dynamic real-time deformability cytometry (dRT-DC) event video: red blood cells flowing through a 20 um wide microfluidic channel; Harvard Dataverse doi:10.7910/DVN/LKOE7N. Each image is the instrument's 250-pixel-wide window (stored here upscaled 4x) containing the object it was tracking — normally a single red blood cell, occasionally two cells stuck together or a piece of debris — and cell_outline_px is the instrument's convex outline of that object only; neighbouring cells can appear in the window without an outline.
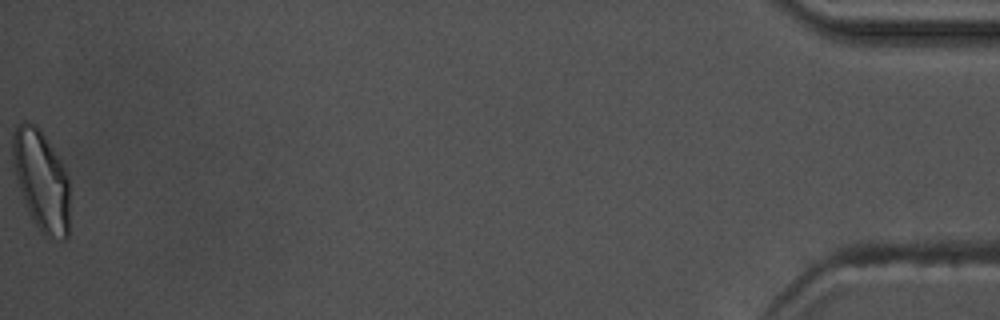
{"species": "common noctule bat (a hibernating species)", "species_latin": "Nyctalus noctula", "temperature_condition": "warm", "stored_images_in_passage": 55, "camera_frame_rate_fps": 3000, "um_per_image_px": 0.085, "animal": {"sex": "male", "body_mass_g": 17.5, "forearm_length_mm": 52.3}, "frame": {"image": 1, "passage_image": 55, "time_ms": 18.0, "image_size_px": [1000, 320], "cell_outline_px": [[68, 236], [64, 240], [44, 236], [40, 232], [28, 212], [12, 172], [12, 132], [16, 124], [24, 120], [28, 120], [36, 124], [40, 128], [60, 160], [68, 176]], "centroid_in_image_um": [3.46, 15.29], "position_along_channel_um": 431.7, "area_um2": 34.04}, "authors_computed_cell_mechanics": {"area_um2": 24.0448, "velocity_mm_per_s": 3.7245, "shape_relaxation_time_tau1_ms": 5.6299, "shape_relaxation_time_tau2_ms": 1.7806, "deformation_change_tau1": 0.1734, "deformation_change_tau2": 0.0829}}